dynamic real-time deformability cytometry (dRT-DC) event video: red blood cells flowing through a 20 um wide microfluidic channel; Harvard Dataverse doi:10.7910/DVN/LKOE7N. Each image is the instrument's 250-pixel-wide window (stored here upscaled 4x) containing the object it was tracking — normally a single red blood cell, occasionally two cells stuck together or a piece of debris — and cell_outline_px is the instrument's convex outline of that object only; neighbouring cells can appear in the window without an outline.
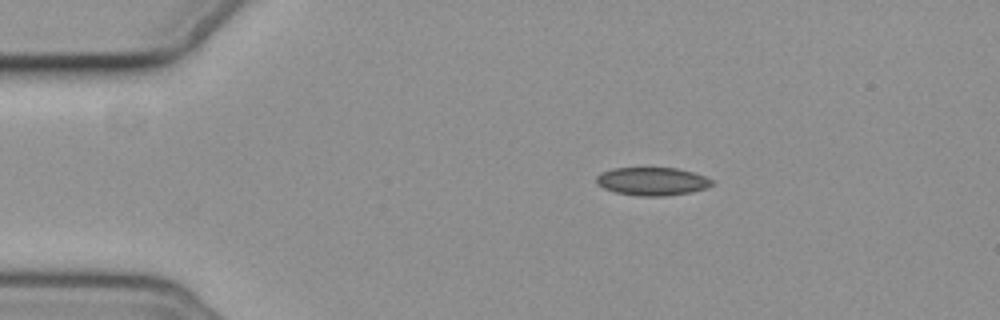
{"species": "common noctule bat (a hibernating species)", "species_latin": "Nyctalus noctula", "temperature_condition": "cold", "stored_images_in_passage": 5, "camera_frame_rate_fps": 3000, "um_per_image_px": 0.085, "animal": {"sex": "female", "body_mass_g": 19.3, "forearm_length_mm": 54.1}, "frame": {"image": 1, "passage_image": 2, "time_ms": 1.333, "image_size_px": [1000, 320], "cell_outline_px": [[712, 184], [708, 188], [688, 192], [660, 196], [640, 196], [616, 192], [604, 188], [596, 184], [596, 176], [600, 172], [612, 168], [676, 168], [692, 172], [704, 176], [712, 180]], "centroid_in_image_um": [55.39, 15.4], "position_along_channel_um": 29.6, "area_um2": 18.79}}
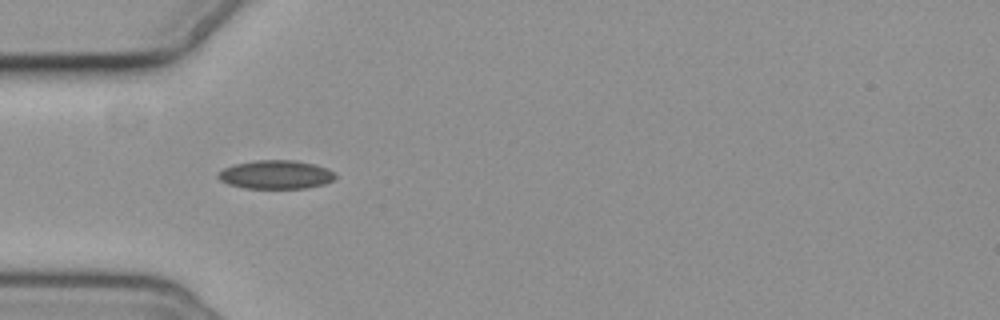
{"frame": {"image": 2, "passage_image": 4, "time_ms": 3.667, "image_size_px": [1000, 320], "cell_outline_px": [[336, 180], [324, 184], [308, 188], [244, 188], [228, 184], [220, 180], [216, 176], [224, 168], [236, 164], [256, 160], [296, 160], [328, 168], [336, 172]], "centroid_in_image_um": [23.5, 14.84], "position_along_channel_um": 61.5, "area_um2": 19.65}}
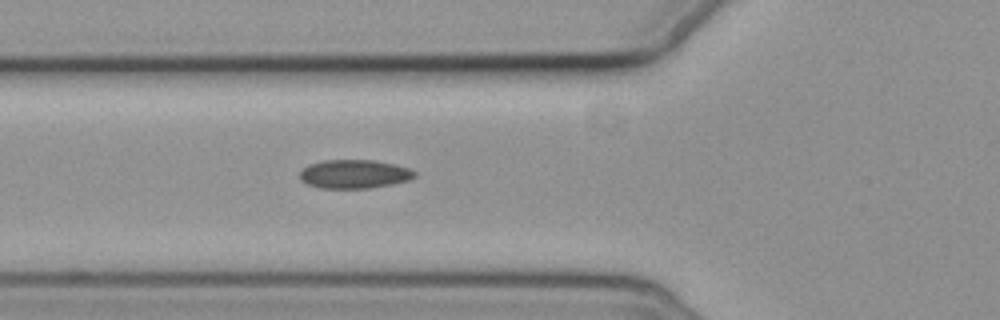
{"frame": {"image": 3, "passage_image": 5, "time_ms": 4.667, "image_size_px": [1000, 320], "cell_outline_px": [[416, 176], [408, 180], [392, 184], [368, 188], [320, 188], [308, 184], [300, 180], [300, 172], [308, 164], [324, 160], [372, 160], [392, 164], [408, 168], [416, 172]], "centroid_in_image_um": [30.09, 14.79], "position_along_channel_um": 95.7, "area_um2": 19.07}}